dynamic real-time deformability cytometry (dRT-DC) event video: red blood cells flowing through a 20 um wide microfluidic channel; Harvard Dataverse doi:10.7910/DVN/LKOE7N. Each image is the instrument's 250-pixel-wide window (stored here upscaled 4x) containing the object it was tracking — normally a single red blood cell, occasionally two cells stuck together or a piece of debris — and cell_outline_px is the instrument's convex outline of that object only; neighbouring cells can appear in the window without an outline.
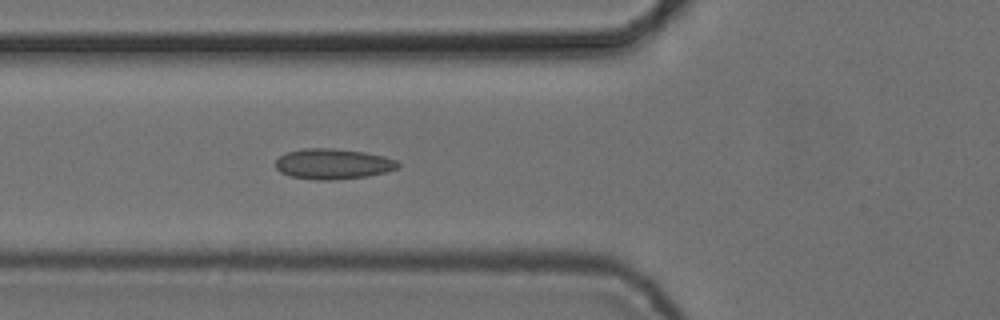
{"species": "common noctule bat (a hibernating species)", "species_latin": "Nyctalus noctula", "temperature_condition": "cold", "stored_images_in_passage": 5, "segment_of_instrument_passage": [1, 2], "camera_frame_rate_fps": 3000, "um_per_image_px": 0.085, "animal": {"sex": "female", "body_mass_g": 24.6, "forearm_length_mm": 56.2}, "frame": {"image": 1, "passage_image": 4, "time_ms": 1.0, "image_size_px": [1000, 320], "cell_outline_px": [[400, 168], [368, 176], [336, 180], [316, 180], [288, 176], [280, 172], [276, 168], [276, 160], [280, 156], [288, 152], [304, 148], [332, 148], [364, 152], [384, 156], [396, 160], [400, 164]], "centroid_in_image_um": [28.31, 13.94], "position_along_channel_um": 97.5, "area_um2": 21.85}}